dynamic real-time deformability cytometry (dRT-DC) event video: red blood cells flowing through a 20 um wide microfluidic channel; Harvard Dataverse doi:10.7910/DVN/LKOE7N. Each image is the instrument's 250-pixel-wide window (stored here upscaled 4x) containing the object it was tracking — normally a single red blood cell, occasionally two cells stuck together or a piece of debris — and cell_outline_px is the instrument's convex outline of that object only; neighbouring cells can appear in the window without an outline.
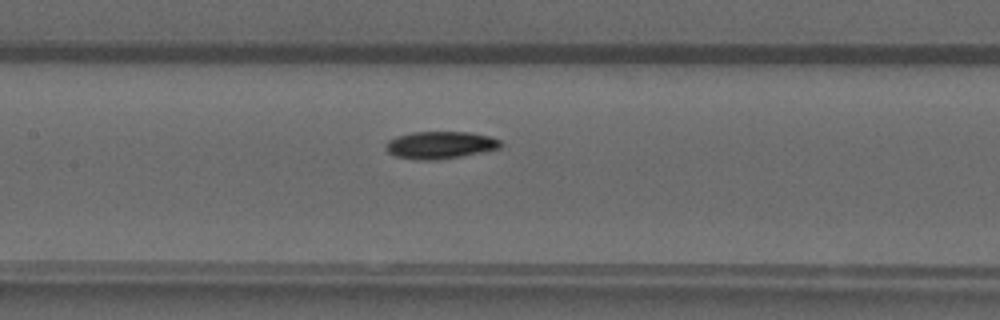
{"species": "common noctule bat (a hibernating species)", "species_latin": "Nyctalus noctula", "temperature_condition": "warm", "stored_images_in_passage": 50, "camera_frame_rate_fps": 3000, "um_per_image_px": 0.085, "animal": {"sex": "male", "forearm_length_mm": 52.5}, "frame": {"image": 1, "passage_image": 24, "time_ms": 7.667, "image_size_px": [1000, 320], "cell_outline_px": [[504, 144], [500, 148], [460, 156], [436, 160], [420, 160], [396, 156], [388, 152], [384, 148], [384, 144], [388, 140], [396, 136], [412, 132], [468, 132], [488, 136], [500, 140]], "centroid_in_image_um": [37.38, 12.32], "position_along_channel_um": 170.0, "area_um2": 18.26}}
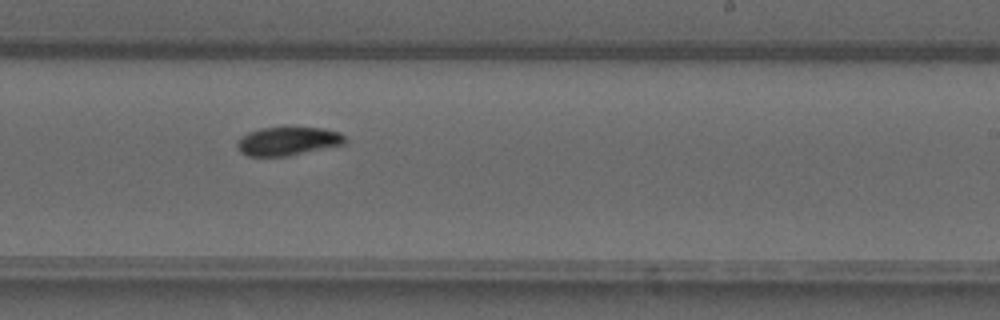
{"frame": {"image": 2, "passage_image": 31, "time_ms": 10.0, "image_size_px": [1000, 320], "cell_outline_px": [[348, 140], [344, 144], [288, 156], [248, 156], [240, 152], [236, 144], [248, 132], [260, 128], [324, 128], [340, 132]], "centroid_in_image_um": [24.5, 12.0], "position_along_channel_um": 264.5, "area_um2": 17.74}}
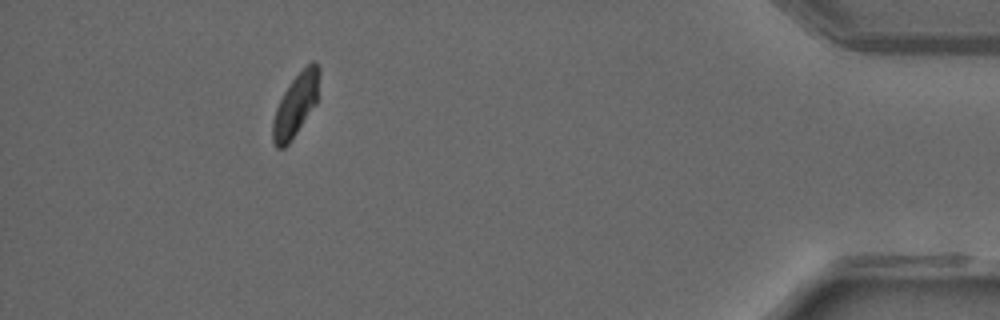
{"frame": {"image": 3, "passage_image": 46, "time_ms": 15.0, "image_size_px": [1000, 320], "cell_outline_px": [[320, 72], [316, 104], [288, 144], [284, 148], [276, 148], [272, 140], [272, 120], [276, 108], [284, 92], [292, 80], [312, 60], [316, 60], [320, 68]], "centroid_in_image_um": [25.13, 8.91], "position_along_channel_um": 410.1, "area_um2": 16.82}, "authors_computed_cell_mechanics": {"area_um2": 17.7446, "velocity_mm_per_s": 4.0838, "shape_relaxation_time_tau1_ms": 11.3322, "shape_relaxation_time_tau2_ms": null, "deformation_change_tau1": 0.2527, "deformation_change_tau2": null}}